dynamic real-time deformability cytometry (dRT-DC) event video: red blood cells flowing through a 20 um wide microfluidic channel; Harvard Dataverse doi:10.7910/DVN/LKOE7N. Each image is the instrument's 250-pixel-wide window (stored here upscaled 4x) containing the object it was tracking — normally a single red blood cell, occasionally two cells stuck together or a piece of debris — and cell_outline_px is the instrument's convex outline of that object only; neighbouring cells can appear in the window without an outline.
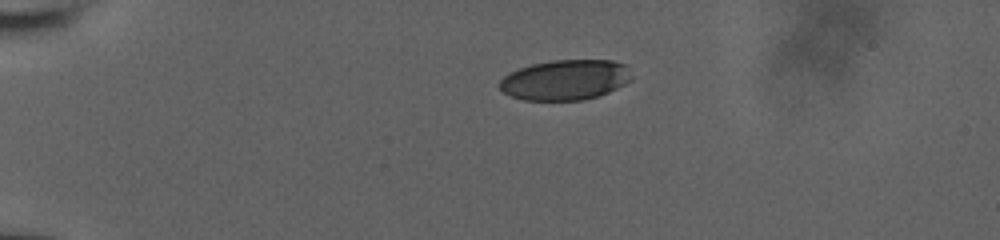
{"species": "human", "species_latin": "Homo sapiens", "temperature_condition": "room temperature", "stored_images_in_passage": 20, "camera_frame_rate_fps": 3000, "um_per_image_px": 0.085, "donor": {"sex": "male"}, "frame": {"image": 1, "passage_image": 1, "time_ms": 0.0, "image_size_px": [1000, 240], "cell_outline_px": [[632, 80], [608, 92], [584, 100], [524, 100], [512, 96], [504, 92], [496, 84], [508, 72], [532, 64], [552, 60], [612, 60], [628, 64], [632, 76]], "centroid_in_image_um": [48.06, 6.78], "position_along_channel_um": 36.9, "area_um2": 31.21}}
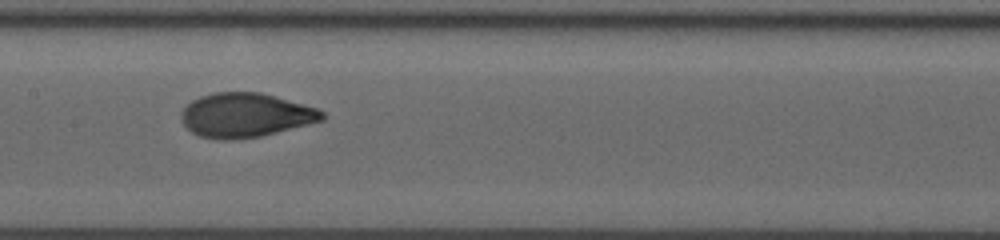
{"frame": {"image": 2, "passage_image": 12, "time_ms": 5.667, "image_size_px": [1000, 240], "cell_outline_px": [[324, 120], [260, 136], [228, 140], [224, 140], [200, 136], [192, 132], [184, 124], [180, 116], [180, 112], [192, 100], [200, 96], [216, 92], [260, 92], [316, 108], [324, 112]], "centroid_in_image_um": [20.84, 9.78], "position_along_channel_um": 186.6, "area_um2": 35.89}}
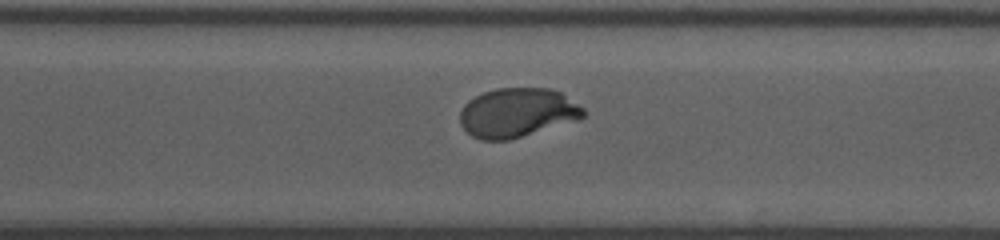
{"frame": {"image": 3, "passage_image": 20, "time_ms": 9.333, "image_size_px": [1000, 240], "cell_outline_px": [[584, 116], [580, 120], [508, 140], [480, 140], [472, 136], [460, 124], [460, 112], [464, 104], [468, 100], [484, 92], [496, 88], [548, 88], [560, 92], [584, 108]], "centroid_in_image_um": [43.97, 9.58], "position_along_channel_um": 326.6, "area_um2": 35.43}}